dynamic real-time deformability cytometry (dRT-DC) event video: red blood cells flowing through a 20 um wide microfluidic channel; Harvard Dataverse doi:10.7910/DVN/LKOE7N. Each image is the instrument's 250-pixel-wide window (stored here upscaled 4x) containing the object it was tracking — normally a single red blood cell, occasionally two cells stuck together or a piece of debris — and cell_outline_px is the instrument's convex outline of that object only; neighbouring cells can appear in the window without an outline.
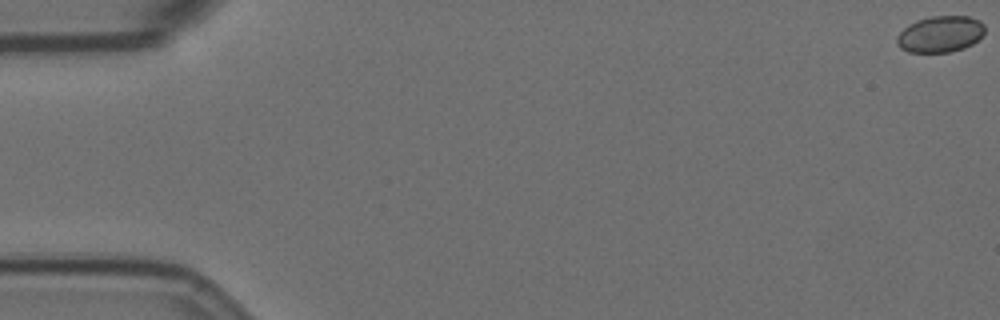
{"species": "Egyptian fruit bat (a non-hibernating species)", "species_latin": "Rousettus aegyptiacus", "temperature_condition": "room temperature", "stored_images_in_passage": 9, "camera_frame_rate_fps": 3000, "um_per_image_px": 0.085, "animal": {"sex": "female"}, "frame": {"image": 1, "passage_image": 1, "time_ms": 0.0, "image_size_px": [1000, 320], "cell_outline_px": [[984, 32], [972, 44], [964, 48], [948, 52], [908, 52], [900, 48], [896, 44], [896, 36], [908, 24], [916, 20], [932, 16], [968, 16], [980, 20], [984, 24]], "centroid_in_image_um": [79.89, 2.89], "position_along_channel_um": 5.1, "area_um2": 18.67}}